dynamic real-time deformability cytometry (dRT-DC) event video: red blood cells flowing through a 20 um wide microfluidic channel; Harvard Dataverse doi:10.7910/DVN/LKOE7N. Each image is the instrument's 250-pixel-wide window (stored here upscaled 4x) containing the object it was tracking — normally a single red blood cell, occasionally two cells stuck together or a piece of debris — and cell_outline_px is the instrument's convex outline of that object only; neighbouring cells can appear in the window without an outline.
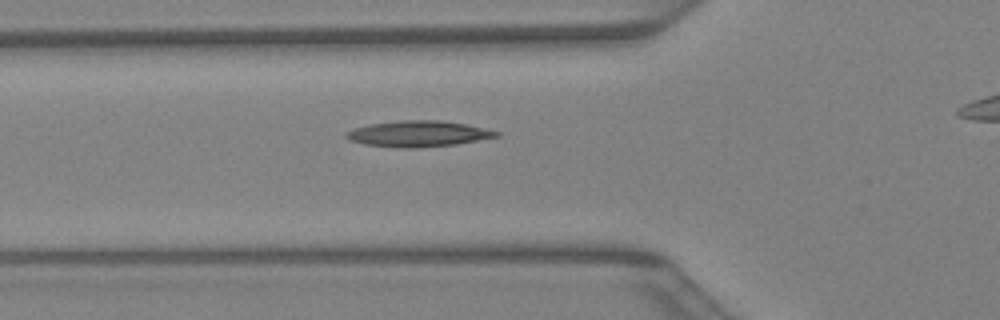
{"species": "Egyptian fruit bat (a non-hibernating species)", "species_latin": "Rousettus aegyptiacus", "temperature_condition": "warm", "stored_images_in_passage": 20, "camera_frame_rate_fps": 3000, "um_per_image_px": 0.085, "animal": {"sex": "female"}, "frame": {"image": 1, "passage_image": 2, "time_ms": 0.333, "image_size_px": [1000, 320], "cell_outline_px": [[500, 136], [456, 144], [412, 148], [400, 148], [364, 144], [348, 140], [344, 136], [344, 132], [356, 128], [372, 124], [404, 120], [440, 120], [464, 124], [500, 132]], "centroid_in_image_um": [35.52, 11.38], "position_along_channel_um": 90.3, "area_um2": 22.43}}
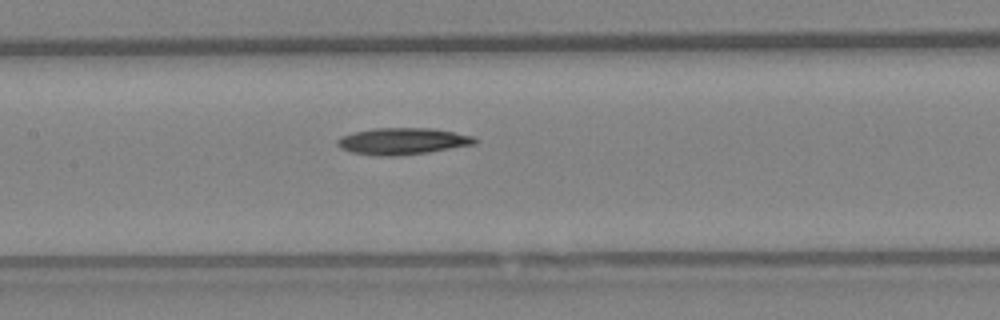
{"frame": {"image": 2, "passage_image": 7, "time_ms": 2.0, "image_size_px": [1000, 320], "cell_outline_px": [[476, 144], [428, 152], [392, 156], [376, 156], [352, 152], [340, 148], [336, 144], [336, 140], [340, 136], [352, 132], [376, 128], [432, 128], [472, 136], [476, 140]], "centroid_in_image_um": [34.15, 12.0], "position_along_channel_um": 173.3, "area_um2": 21.27}}
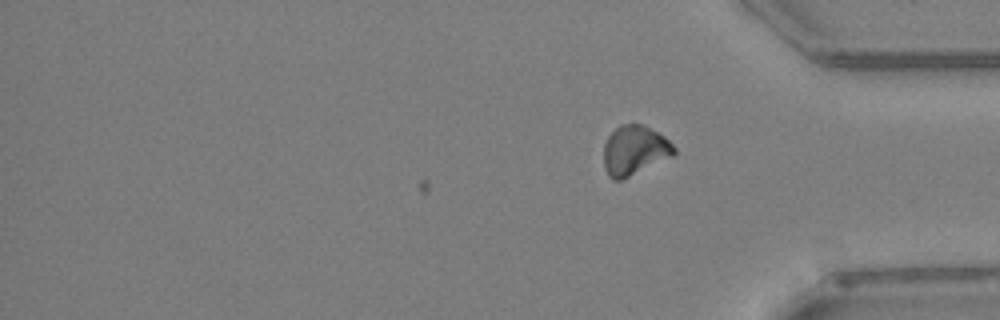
{"frame": {"image": 3, "passage_image": 20, "time_ms": 6.333, "image_size_px": [1000, 320], "cell_outline_px": [[676, 152], [672, 156], [620, 180], [612, 180], [608, 176], [604, 168], [604, 144], [608, 136], [620, 124], [640, 124], [664, 136], [676, 148]], "centroid_in_image_um": [53.91, 12.78], "position_along_channel_um": 381.3, "area_um2": 20.0}}